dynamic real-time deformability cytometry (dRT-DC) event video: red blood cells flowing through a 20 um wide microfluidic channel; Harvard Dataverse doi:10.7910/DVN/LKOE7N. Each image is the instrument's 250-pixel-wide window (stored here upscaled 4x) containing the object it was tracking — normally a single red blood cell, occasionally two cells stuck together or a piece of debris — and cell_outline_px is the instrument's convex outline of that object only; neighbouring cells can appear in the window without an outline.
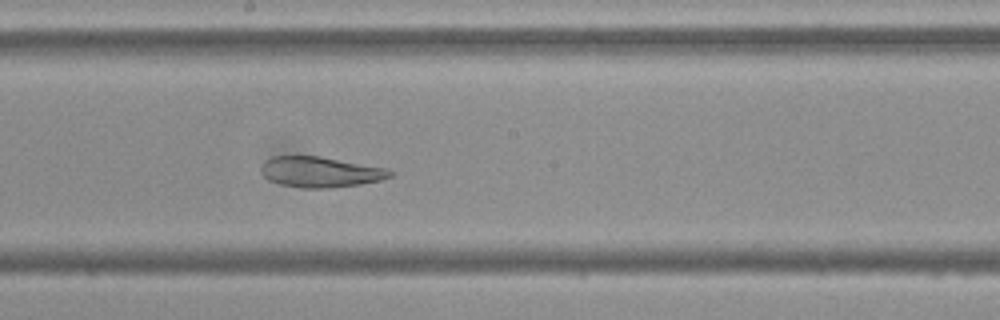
{"species": "Egyptian fruit bat (a non-hibernating species)", "species_latin": "Rousettus aegyptiacus", "temperature_condition": "cold", "stored_images_in_passage": 55, "camera_frame_rate_fps": 3000, "um_per_image_px": 0.085, "frame": {"image": 1, "passage_image": 30, "time_ms": 9.667, "image_size_px": [1000, 320], "cell_outline_px": [[396, 172], [392, 176], [380, 180], [360, 184], [332, 188], [304, 188], [280, 184], [268, 180], [260, 172], [260, 168], [264, 160], [272, 156], [320, 156], [388, 168]], "centroid_in_image_um": [27.23, 14.61], "position_along_channel_um": 221.0, "area_um2": 23.24}}
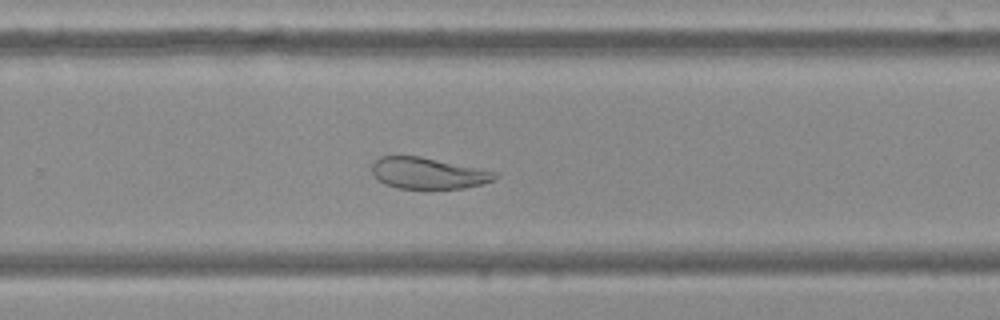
{"frame": {"image": 2, "passage_image": 36, "time_ms": 11.667, "image_size_px": [1000, 320], "cell_outline_px": [[500, 176], [492, 180], [480, 184], [464, 188], [396, 188], [384, 184], [372, 172], [372, 164], [380, 156], [420, 156], [500, 172]], "centroid_in_image_um": [36.42, 14.71], "position_along_channel_um": 293.4, "area_um2": 22.37}}
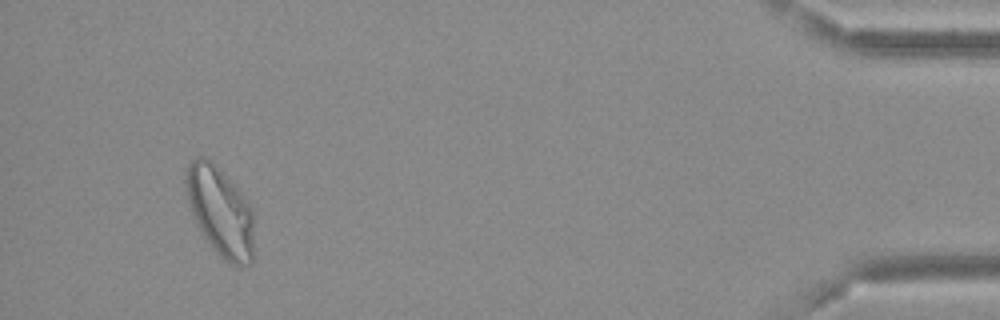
{"frame": {"image": 3, "passage_image": 52, "time_ms": 17.0, "image_size_px": [1000, 320], "cell_outline_px": [[252, 260], [248, 264], [240, 268], [224, 260], [212, 248], [204, 236], [192, 212], [188, 200], [184, 180], [184, 168], [192, 160], [200, 156], [204, 156], [216, 164], [240, 192], [252, 208]], "centroid_in_image_um": [18.69, 17.95], "position_along_channel_um": 416.5, "area_um2": 35.14}}